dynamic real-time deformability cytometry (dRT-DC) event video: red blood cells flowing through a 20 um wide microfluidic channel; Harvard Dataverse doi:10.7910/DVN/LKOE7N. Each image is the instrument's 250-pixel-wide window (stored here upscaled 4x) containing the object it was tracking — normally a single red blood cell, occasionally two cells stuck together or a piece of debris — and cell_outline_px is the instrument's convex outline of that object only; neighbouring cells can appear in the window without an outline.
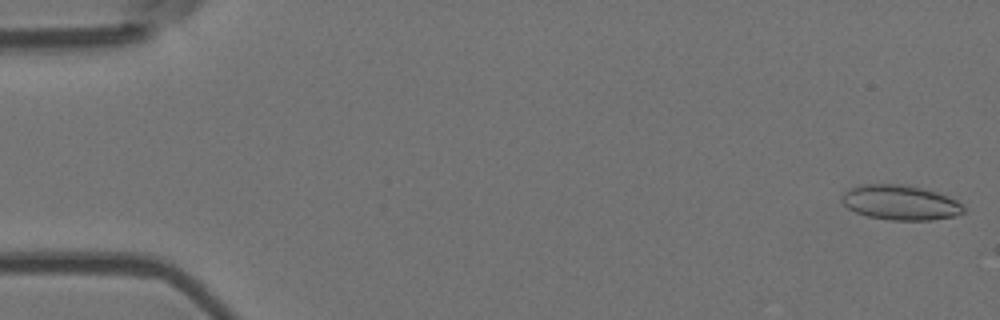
{"species": "Egyptian fruit bat (a non-hibernating species)", "species_latin": "Rousettus aegyptiacus", "temperature_condition": "room temperature", "stored_images_in_passage": 56, "camera_frame_rate_fps": 3000, "um_per_image_px": 0.085, "animal": {"sex": "female"}, "frame": {"image": 1, "passage_image": 1, "time_ms": 0.0, "image_size_px": [1000, 320], "cell_outline_px": [[964, 212], [956, 216], [932, 220], [888, 220], [868, 216], [856, 212], [848, 208], [840, 200], [840, 196], [848, 188], [860, 184], [900, 184], [920, 188], [936, 192], [948, 196], [964, 204]], "centroid_in_image_um": [76.51, 17.22], "position_along_channel_um": 8.5, "area_um2": 24.91}}
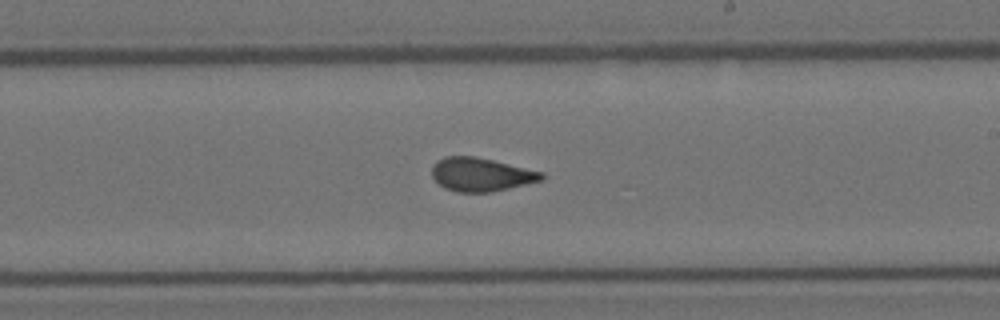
{"frame": {"image": 2, "passage_image": 32, "time_ms": 10.333, "image_size_px": [1000, 320], "cell_outline_px": [[544, 180], [508, 188], [488, 192], [456, 192], [444, 188], [432, 176], [432, 168], [436, 160], [444, 156], [476, 156], [544, 172]], "centroid_in_image_um": [40.88, 14.82], "position_along_channel_um": 248.1, "area_um2": 21.44}}
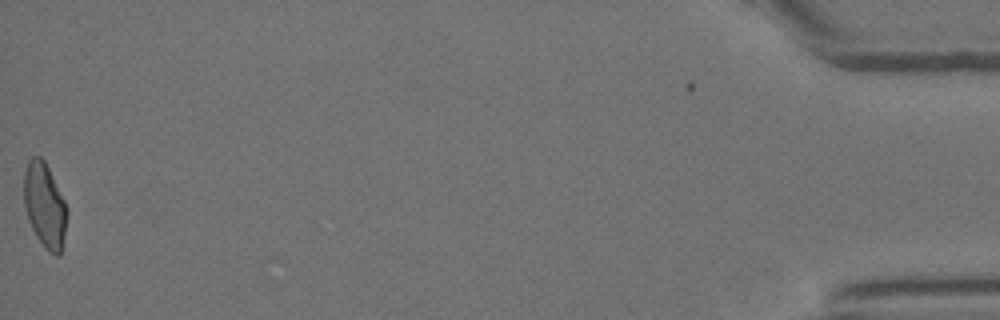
{"frame": {"image": 3, "passage_image": 55, "time_ms": 18.0, "image_size_px": [1000, 320], "cell_outline_px": [[68, 212], [64, 236], [60, 256], [56, 256], [48, 252], [44, 248], [36, 236], [28, 220], [24, 204], [24, 172], [28, 160], [32, 156], [40, 156], [44, 160], [68, 208]], "centroid_in_image_um": [3.8, 17.48], "position_along_channel_um": 431.4, "area_um2": 21.33}, "authors_computed_cell_mechanics": {"area_um2": 21.7906, "velocity_mm_per_s": 3.6749, "shape_relaxation_time_tau1_ms": null, "shape_relaxation_time_tau2_ms": 1.3358, "deformation_change_tau1": null, "deformation_change_tau2": 0.0873}}